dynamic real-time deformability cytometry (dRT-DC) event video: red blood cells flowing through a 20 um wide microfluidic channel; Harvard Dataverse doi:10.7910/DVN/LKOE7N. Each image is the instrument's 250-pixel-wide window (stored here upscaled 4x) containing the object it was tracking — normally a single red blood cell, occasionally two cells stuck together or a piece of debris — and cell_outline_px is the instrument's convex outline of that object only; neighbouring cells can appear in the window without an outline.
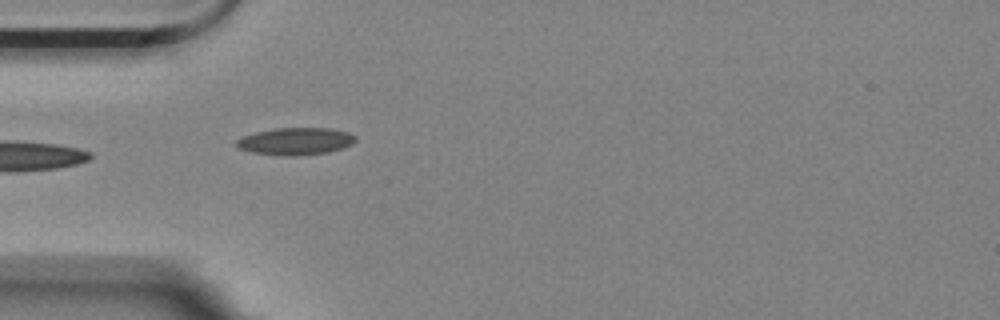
{"species": "Egyptian fruit bat (a non-hibernating species)", "species_latin": "Rousettus aegyptiacus", "temperature_condition": "room temperature", "stored_images_in_passage": 26, "camera_frame_rate_fps": 3000, "um_per_image_px": 0.085, "animal": {"sex": "female"}, "frame": {"image": 1, "passage_image": 1, "time_ms": 0.0, "image_size_px": [1000, 320], "cell_outline_px": [[356, 140], [352, 144], [328, 152], [296, 156], [284, 156], [252, 152], [240, 148], [236, 144], [236, 140], [244, 136], [256, 132], [276, 128], [328, 128], [348, 132], [356, 136]], "centroid_in_image_um": [25.14, 12.01], "position_along_channel_um": 59.9, "area_um2": 18.73}}